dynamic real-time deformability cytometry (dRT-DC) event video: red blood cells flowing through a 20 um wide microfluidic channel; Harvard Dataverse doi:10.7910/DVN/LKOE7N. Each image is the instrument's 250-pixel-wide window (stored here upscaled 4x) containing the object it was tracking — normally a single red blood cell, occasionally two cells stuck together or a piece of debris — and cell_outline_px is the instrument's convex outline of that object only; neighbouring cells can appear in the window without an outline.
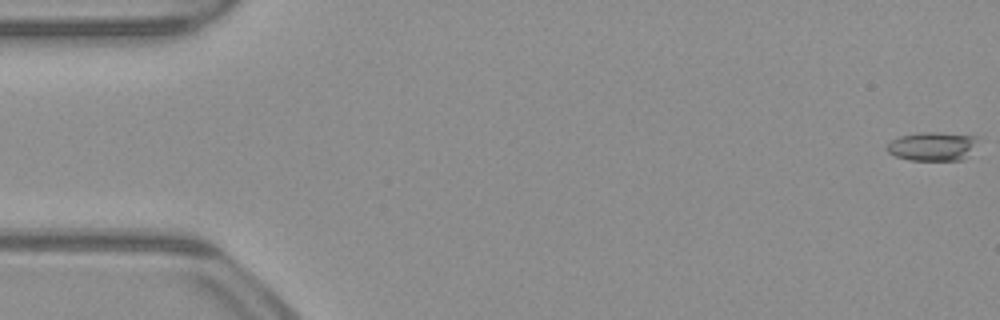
{"species": "common noctule bat (a hibernating species)", "species_latin": "Nyctalus noctula", "temperature_condition": "warm", "stored_images_in_passage": 53, "camera_frame_rate_fps": 3000, "um_per_image_px": 0.085, "animal": {"sex": "male", "body_mass_g": 23.1, "forearm_length_mm": 52.7}, "frame": {"image": 1, "passage_image": 1, "time_ms": 0.0, "image_size_px": [1000, 320], "cell_outline_px": [[980, 136], [964, 156], [960, 160], [908, 160], [896, 156], [888, 152], [884, 148], [892, 140], [900, 136], [916, 132], [940, 132]], "centroid_in_image_um": [79.18, 12.41], "position_along_channel_um": 5.8, "area_um2": 15.09}}
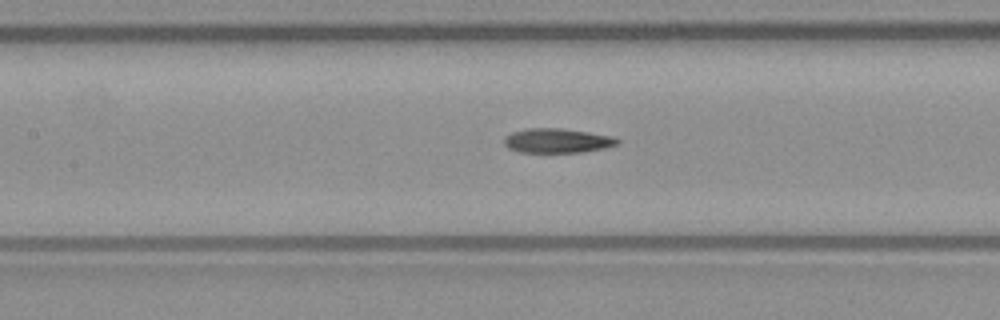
{"frame": {"image": 2, "passage_image": 24, "time_ms": 7.667, "image_size_px": [1000, 320], "cell_outline_px": [[620, 144], [604, 148], [580, 152], [520, 152], [508, 148], [504, 144], [504, 136], [512, 132], [528, 128], [560, 128], [588, 132], [612, 136], [620, 140]], "centroid_in_image_um": [47.36, 11.95], "position_along_channel_um": 160.0, "area_um2": 16.13}}
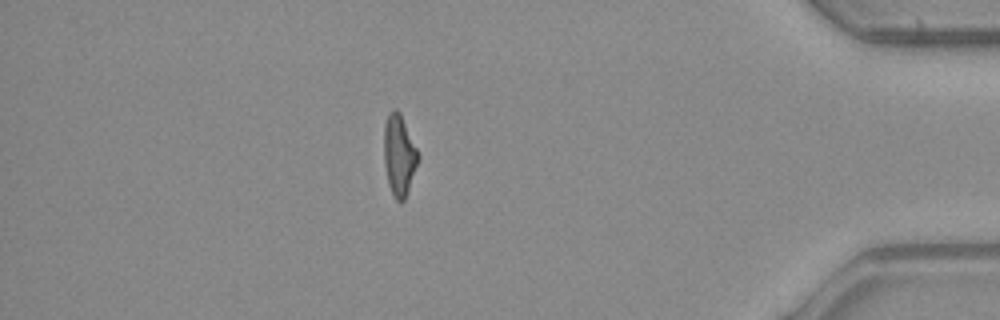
{"frame": {"image": 3, "passage_image": 46, "time_ms": 15.0, "image_size_px": [1000, 320], "cell_outline_px": [[420, 156], [404, 200], [400, 204], [396, 200], [388, 184], [384, 164], [384, 124], [388, 112], [392, 108], [396, 108], [400, 112]], "centroid_in_image_um": [33.91, 13.15], "position_along_channel_um": 401.3, "area_um2": 16.13}, "authors_computed_cell_mechanics": {"area_um2": 16.2418, "velocity_mm_per_s": 3.9439, "shape_relaxation_time_tau1_ms": null, "shape_relaxation_time_tau2_ms": 4.5155, "deformation_change_tau1": null, "deformation_change_tau2": 0.1464}}